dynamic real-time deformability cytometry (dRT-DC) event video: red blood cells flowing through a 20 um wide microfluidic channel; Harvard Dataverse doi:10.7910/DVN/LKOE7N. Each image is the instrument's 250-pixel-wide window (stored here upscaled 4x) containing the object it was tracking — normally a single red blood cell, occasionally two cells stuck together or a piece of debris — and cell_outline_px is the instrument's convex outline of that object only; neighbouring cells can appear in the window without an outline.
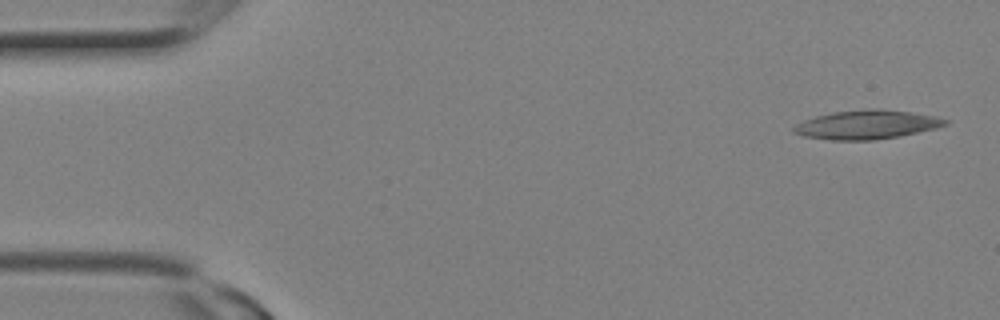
{"species": "Egyptian fruit bat (a non-hibernating species)", "species_latin": "Rousettus aegyptiacus", "temperature_condition": "room temperature", "stored_images_in_passage": 8, "segment_of_instrument_passage": [1, 2], "camera_frame_rate_fps": 3000, "um_per_image_px": 0.085, "animal": {"sex": "female"}, "frame": {"image": 1, "passage_image": 1, "time_ms": 0.0, "image_size_px": [1000, 320], "cell_outline_px": [[948, 124], [936, 128], [900, 136], [872, 140], [832, 140], [804, 136], [792, 132], [792, 128], [796, 124], [804, 120], [816, 116], [832, 112], [872, 108], [880, 108], [912, 112], [932, 116], [948, 120]], "centroid_in_image_um": [73.66, 10.59], "position_along_channel_um": 11.3, "area_um2": 25.49}}